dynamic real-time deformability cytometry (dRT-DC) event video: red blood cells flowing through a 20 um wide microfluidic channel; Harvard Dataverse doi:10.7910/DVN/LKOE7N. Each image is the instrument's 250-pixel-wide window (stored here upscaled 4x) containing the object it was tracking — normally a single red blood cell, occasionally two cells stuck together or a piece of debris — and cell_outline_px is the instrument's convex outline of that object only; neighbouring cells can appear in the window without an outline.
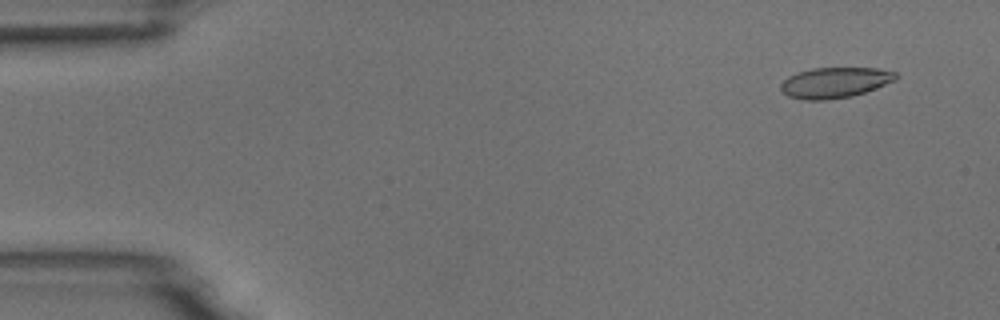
{"species": "common noctule bat (a hibernating species)", "species_latin": "Nyctalus noctula", "temperature_condition": "room temperature", "stored_images_in_passage": 54, "camera_frame_rate_fps": 3000, "um_per_image_px": 0.085, "animal": {"sex": "male", "body_mass_g": 18.8}, "frame": {"image": 1, "passage_image": 4, "time_ms": 1.0, "image_size_px": [1000, 320], "cell_outline_px": [[900, 76], [896, 80], [876, 88], [852, 96], [824, 100], [804, 100], [788, 96], [780, 88], [780, 84], [788, 76], [796, 72], [812, 68], [876, 68], [896, 72]], "centroid_in_image_um": [70.97, 7.01], "position_along_channel_um": 14.0, "area_um2": 20.58}}
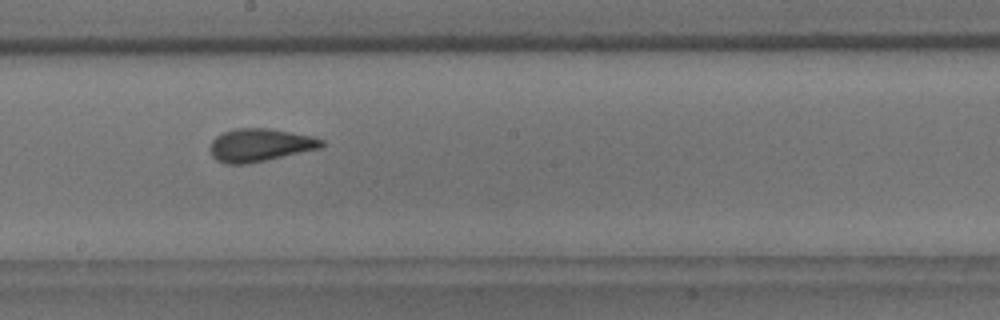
{"frame": {"image": 2, "passage_image": 30, "time_ms": 9.667, "image_size_px": [1000, 320], "cell_outline_px": [[324, 144], [320, 148], [248, 164], [224, 164], [216, 160], [212, 156], [208, 148], [212, 140], [216, 136], [224, 132], [236, 128], [268, 128], [312, 136], [324, 140]], "centroid_in_image_um": [22.05, 12.34], "position_along_channel_um": 226.2, "area_um2": 21.44}}
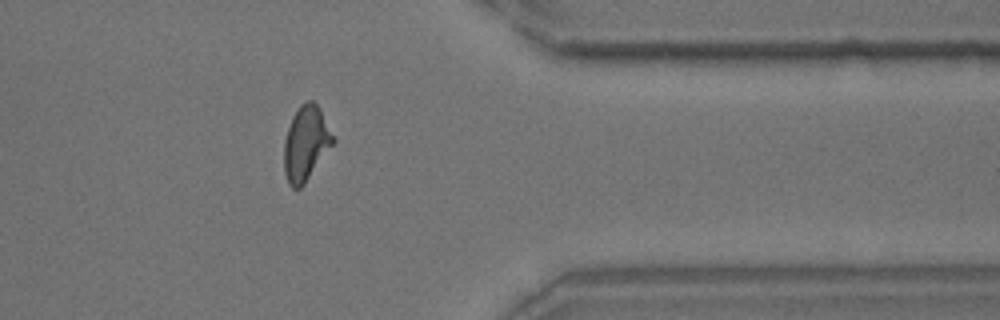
{"frame": {"image": 3, "passage_image": 44, "time_ms": 14.333, "image_size_px": [1000, 320], "cell_outline_px": [[336, 140], [304, 184], [300, 188], [292, 188], [288, 184], [284, 172], [284, 140], [292, 116], [300, 104], [308, 100], [312, 100], [320, 108]], "centroid_in_image_um": [25.99, 12.18], "position_along_channel_um": 385.4, "area_um2": 21.33}, "authors_computed_cell_mechanics": {"area_um2": 20.7791, "velocity_mm_per_s": 3.7183, "shape_relaxation_time_tau1_ms": 8.5482, "shape_relaxation_time_tau2_ms": 1.3221, "deformation_change_tau1": 0.2103, "deformation_change_tau2": 0.0839}}